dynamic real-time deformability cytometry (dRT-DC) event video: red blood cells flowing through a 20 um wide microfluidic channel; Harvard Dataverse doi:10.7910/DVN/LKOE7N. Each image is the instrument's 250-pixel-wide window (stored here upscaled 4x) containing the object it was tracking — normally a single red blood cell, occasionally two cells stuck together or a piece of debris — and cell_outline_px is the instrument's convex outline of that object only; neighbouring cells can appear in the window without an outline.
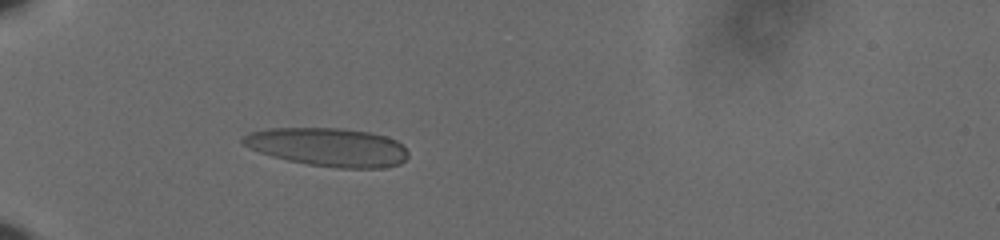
{"species": "human", "species_latin": "Homo sapiens", "temperature_condition": "cold", "stored_images_in_passage": 32, "camera_frame_rate_fps": 3000, "um_per_image_px": 0.085, "donor": {"sex": "male"}, "frame": {"image": 1, "passage_image": 1, "time_ms": 0.0, "image_size_px": [1000, 240], "cell_outline_px": [[408, 156], [400, 164], [384, 168], [336, 168], [308, 164], [288, 160], [272, 156], [260, 152], [244, 144], [240, 140], [244, 136], [252, 132], [268, 128], [340, 128], [368, 132], [388, 136], [396, 140], [408, 152]], "centroid_in_image_um": [27.92, 12.5], "position_along_channel_um": 57.1, "area_um2": 36.88}}
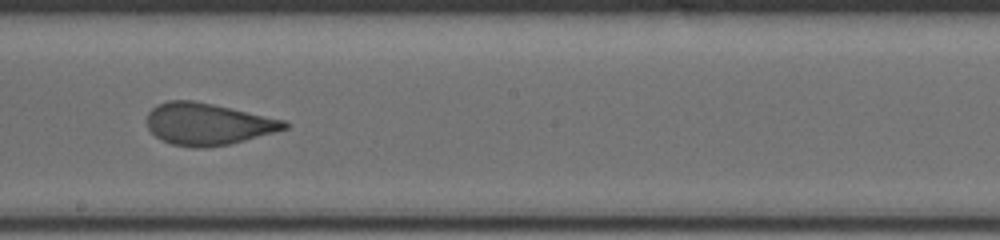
{"frame": {"image": 2, "passage_image": 17, "time_ms": 5.333, "image_size_px": [1000, 240], "cell_outline_px": [[288, 128], [244, 140], [228, 144], [204, 148], [192, 148], [172, 144], [160, 140], [148, 128], [148, 112], [156, 104], [168, 100], [192, 100], [232, 108], [284, 120], [288, 124]], "centroid_in_image_um": [17.62, 10.54], "position_along_channel_um": 230.6, "area_um2": 33.35}}
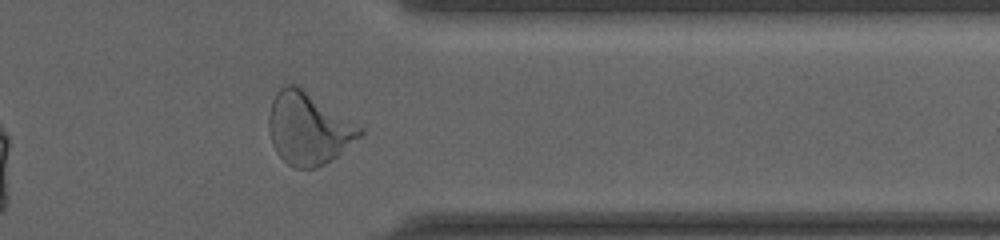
{"frame": {"image": 3, "passage_image": 30, "time_ms": 9.667, "image_size_px": [1000, 240], "cell_outline_px": [[364, 132], [360, 136], [336, 156], [324, 164], [316, 168], [292, 168], [276, 152], [272, 144], [268, 124], [268, 116], [272, 100], [276, 92], [280, 88], [288, 84], [296, 84], [364, 128]], "centroid_in_image_um": [26.19, 10.92], "position_along_channel_um": 385.2, "area_um2": 38.03}, "authors_computed_cell_mechanics": {"area_um2": 33.813, "velocity_mm_per_s": 3.6324, "shape_relaxation_time_tau1_ms": 8.5745, "shape_relaxation_time_tau2_ms": 1.0873, "deformation_change_tau1": 0.2496, "deformation_change_tau2": 0.085}}